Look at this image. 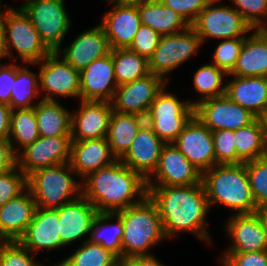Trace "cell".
I'll list each match as a JSON object with an SVG mask.
<instances>
[{
    "label": "cell",
    "mask_w": 267,
    "mask_h": 266,
    "mask_svg": "<svg viewBox=\"0 0 267 266\" xmlns=\"http://www.w3.org/2000/svg\"><path fill=\"white\" fill-rule=\"evenodd\" d=\"M157 206L167 239L190 232L211 244L206 216L210 209L203 183L191 186H147Z\"/></svg>",
    "instance_id": "1"
},
{
    "label": "cell",
    "mask_w": 267,
    "mask_h": 266,
    "mask_svg": "<svg viewBox=\"0 0 267 266\" xmlns=\"http://www.w3.org/2000/svg\"><path fill=\"white\" fill-rule=\"evenodd\" d=\"M82 195L97 212H117L148 195L146 180L119 159L81 180Z\"/></svg>",
    "instance_id": "2"
},
{
    "label": "cell",
    "mask_w": 267,
    "mask_h": 266,
    "mask_svg": "<svg viewBox=\"0 0 267 266\" xmlns=\"http://www.w3.org/2000/svg\"><path fill=\"white\" fill-rule=\"evenodd\" d=\"M209 207L220 204L236 215L258 211L245 164H217L202 173Z\"/></svg>",
    "instance_id": "3"
},
{
    "label": "cell",
    "mask_w": 267,
    "mask_h": 266,
    "mask_svg": "<svg viewBox=\"0 0 267 266\" xmlns=\"http://www.w3.org/2000/svg\"><path fill=\"white\" fill-rule=\"evenodd\" d=\"M116 213L122 219L124 230L122 260L152 255L150 248L167 239L157 206L148 195L139 203Z\"/></svg>",
    "instance_id": "4"
},
{
    "label": "cell",
    "mask_w": 267,
    "mask_h": 266,
    "mask_svg": "<svg viewBox=\"0 0 267 266\" xmlns=\"http://www.w3.org/2000/svg\"><path fill=\"white\" fill-rule=\"evenodd\" d=\"M70 163L55 165L34 171L27 177V188L31 191L36 207L57 209L82 195L81 180Z\"/></svg>",
    "instance_id": "5"
},
{
    "label": "cell",
    "mask_w": 267,
    "mask_h": 266,
    "mask_svg": "<svg viewBox=\"0 0 267 266\" xmlns=\"http://www.w3.org/2000/svg\"><path fill=\"white\" fill-rule=\"evenodd\" d=\"M4 31L6 48L9 59L13 58V48L20 60L27 64H36L44 59L51 51L41 40L39 33L29 17L20 8H7L1 18Z\"/></svg>",
    "instance_id": "6"
},
{
    "label": "cell",
    "mask_w": 267,
    "mask_h": 266,
    "mask_svg": "<svg viewBox=\"0 0 267 266\" xmlns=\"http://www.w3.org/2000/svg\"><path fill=\"white\" fill-rule=\"evenodd\" d=\"M165 87L152 102L146 122L159 138L170 144L195 116V107L190 101H182L176 95L167 92Z\"/></svg>",
    "instance_id": "7"
},
{
    "label": "cell",
    "mask_w": 267,
    "mask_h": 266,
    "mask_svg": "<svg viewBox=\"0 0 267 266\" xmlns=\"http://www.w3.org/2000/svg\"><path fill=\"white\" fill-rule=\"evenodd\" d=\"M20 8L29 17L43 43L51 52L62 46L71 20L64 0H24Z\"/></svg>",
    "instance_id": "8"
},
{
    "label": "cell",
    "mask_w": 267,
    "mask_h": 266,
    "mask_svg": "<svg viewBox=\"0 0 267 266\" xmlns=\"http://www.w3.org/2000/svg\"><path fill=\"white\" fill-rule=\"evenodd\" d=\"M221 1L211 0L191 24L202 45L210 38L224 40L246 37L253 30L235 8L221 5Z\"/></svg>",
    "instance_id": "9"
},
{
    "label": "cell",
    "mask_w": 267,
    "mask_h": 266,
    "mask_svg": "<svg viewBox=\"0 0 267 266\" xmlns=\"http://www.w3.org/2000/svg\"><path fill=\"white\" fill-rule=\"evenodd\" d=\"M200 46H203L201 39L191 26L180 33L162 36L148 59L150 73L169 82L168 74L198 53Z\"/></svg>",
    "instance_id": "10"
},
{
    "label": "cell",
    "mask_w": 267,
    "mask_h": 266,
    "mask_svg": "<svg viewBox=\"0 0 267 266\" xmlns=\"http://www.w3.org/2000/svg\"><path fill=\"white\" fill-rule=\"evenodd\" d=\"M60 57L58 53L51 52L40 62L30 64L39 65V91L42 100L57 101L54 98L56 96L80 98V71Z\"/></svg>",
    "instance_id": "11"
},
{
    "label": "cell",
    "mask_w": 267,
    "mask_h": 266,
    "mask_svg": "<svg viewBox=\"0 0 267 266\" xmlns=\"http://www.w3.org/2000/svg\"><path fill=\"white\" fill-rule=\"evenodd\" d=\"M71 135L40 136L17 153V166L28 177L38 169L69 163Z\"/></svg>",
    "instance_id": "12"
},
{
    "label": "cell",
    "mask_w": 267,
    "mask_h": 266,
    "mask_svg": "<svg viewBox=\"0 0 267 266\" xmlns=\"http://www.w3.org/2000/svg\"><path fill=\"white\" fill-rule=\"evenodd\" d=\"M155 180V181H154ZM202 183V173L173 144H165L147 186H191Z\"/></svg>",
    "instance_id": "13"
},
{
    "label": "cell",
    "mask_w": 267,
    "mask_h": 266,
    "mask_svg": "<svg viewBox=\"0 0 267 266\" xmlns=\"http://www.w3.org/2000/svg\"><path fill=\"white\" fill-rule=\"evenodd\" d=\"M195 116L211 131H235L254 122L257 117L233 102L226 94L204 100L195 106Z\"/></svg>",
    "instance_id": "14"
},
{
    "label": "cell",
    "mask_w": 267,
    "mask_h": 266,
    "mask_svg": "<svg viewBox=\"0 0 267 266\" xmlns=\"http://www.w3.org/2000/svg\"><path fill=\"white\" fill-rule=\"evenodd\" d=\"M167 83L160 76L150 73L119 85L111 102L113 110L146 117L152 102Z\"/></svg>",
    "instance_id": "15"
},
{
    "label": "cell",
    "mask_w": 267,
    "mask_h": 266,
    "mask_svg": "<svg viewBox=\"0 0 267 266\" xmlns=\"http://www.w3.org/2000/svg\"><path fill=\"white\" fill-rule=\"evenodd\" d=\"M173 144L201 173L216 165L212 131L196 116L185 126Z\"/></svg>",
    "instance_id": "16"
},
{
    "label": "cell",
    "mask_w": 267,
    "mask_h": 266,
    "mask_svg": "<svg viewBox=\"0 0 267 266\" xmlns=\"http://www.w3.org/2000/svg\"><path fill=\"white\" fill-rule=\"evenodd\" d=\"M227 220L225 228L231 245L224 253L267 251V230L257 212L233 214Z\"/></svg>",
    "instance_id": "17"
},
{
    "label": "cell",
    "mask_w": 267,
    "mask_h": 266,
    "mask_svg": "<svg viewBox=\"0 0 267 266\" xmlns=\"http://www.w3.org/2000/svg\"><path fill=\"white\" fill-rule=\"evenodd\" d=\"M117 87L112 50L80 71L79 100L111 103Z\"/></svg>",
    "instance_id": "18"
},
{
    "label": "cell",
    "mask_w": 267,
    "mask_h": 266,
    "mask_svg": "<svg viewBox=\"0 0 267 266\" xmlns=\"http://www.w3.org/2000/svg\"><path fill=\"white\" fill-rule=\"evenodd\" d=\"M57 209L36 207L33 219L18 242L30 252L51 251L64 248L60 239V223Z\"/></svg>",
    "instance_id": "19"
},
{
    "label": "cell",
    "mask_w": 267,
    "mask_h": 266,
    "mask_svg": "<svg viewBox=\"0 0 267 266\" xmlns=\"http://www.w3.org/2000/svg\"><path fill=\"white\" fill-rule=\"evenodd\" d=\"M165 144L145 122L128 151L119 160L147 180L156 169Z\"/></svg>",
    "instance_id": "20"
},
{
    "label": "cell",
    "mask_w": 267,
    "mask_h": 266,
    "mask_svg": "<svg viewBox=\"0 0 267 266\" xmlns=\"http://www.w3.org/2000/svg\"><path fill=\"white\" fill-rule=\"evenodd\" d=\"M110 52L109 41L101 24L81 32L69 46L61 47L56 51L60 56L63 55L62 58L78 71Z\"/></svg>",
    "instance_id": "21"
},
{
    "label": "cell",
    "mask_w": 267,
    "mask_h": 266,
    "mask_svg": "<svg viewBox=\"0 0 267 266\" xmlns=\"http://www.w3.org/2000/svg\"><path fill=\"white\" fill-rule=\"evenodd\" d=\"M112 111L110 102L81 100L78 111L72 112L71 140L106 138Z\"/></svg>",
    "instance_id": "22"
},
{
    "label": "cell",
    "mask_w": 267,
    "mask_h": 266,
    "mask_svg": "<svg viewBox=\"0 0 267 266\" xmlns=\"http://www.w3.org/2000/svg\"><path fill=\"white\" fill-rule=\"evenodd\" d=\"M98 214L96 208L83 196L58 208L60 239L64 246L89 236L91 224Z\"/></svg>",
    "instance_id": "23"
},
{
    "label": "cell",
    "mask_w": 267,
    "mask_h": 266,
    "mask_svg": "<svg viewBox=\"0 0 267 266\" xmlns=\"http://www.w3.org/2000/svg\"><path fill=\"white\" fill-rule=\"evenodd\" d=\"M107 138L71 141L70 166L82 180L116 161Z\"/></svg>",
    "instance_id": "24"
},
{
    "label": "cell",
    "mask_w": 267,
    "mask_h": 266,
    "mask_svg": "<svg viewBox=\"0 0 267 266\" xmlns=\"http://www.w3.org/2000/svg\"><path fill=\"white\" fill-rule=\"evenodd\" d=\"M106 13L100 23L108 38L111 50L128 48L141 24L137 7L123 6L116 3Z\"/></svg>",
    "instance_id": "25"
},
{
    "label": "cell",
    "mask_w": 267,
    "mask_h": 266,
    "mask_svg": "<svg viewBox=\"0 0 267 266\" xmlns=\"http://www.w3.org/2000/svg\"><path fill=\"white\" fill-rule=\"evenodd\" d=\"M231 76L225 88V94L235 103L249 110L257 118L267 111V77Z\"/></svg>",
    "instance_id": "26"
},
{
    "label": "cell",
    "mask_w": 267,
    "mask_h": 266,
    "mask_svg": "<svg viewBox=\"0 0 267 266\" xmlns=\"http://www.w3.org/2000/svg\"><path fill=\"white\" fill-rule=\"evenodd\" d=\"M35 209L36 202L28 188L0 206V235L7 241H18L31 223Z\"/></svg>",
    "instance_id": "27"
},
{
    "label": "cell",
    "mask_w": 267,
    "mask_h": 266,
    "mask_svg": "<svg viewBox=\"0 0 267 266\" xmlns=\"http://www.w3.org/2000/svg\"><path fill=\"white\" fill-rule=\"evenodd\" d=\"M228 75L267 77V34L262 29H253L245 37L236 66Z\"/></svg>",
    "instance_id": "28"
},
{
    "label": "cell",
    "mask_w": 267,
    "mask_h": 266,
    "mask_svg": "<svg viewBox=\"0 0 267 266\" xmlns=\"http://www.w3.org/2000/svg\"><path fill=\"white\" fill-rule=\"evenodd\" d=\"M141 24L151 27L161 36L187 30L191 25L179 13L163 5L160 0H151L137 6Z\"/></svg>",
    "instance_id": "29"
},
{
    "label": "cell",
    "mask_w": 267,
    "mask_h": 266,
    "mask_svg": "<svg viewBox=\"0 0 267 266\" xmlns=\"http://www.w3.org/2000/svg\"><path fill=\"white\" fill-rule=\"evenodd\" d=\"M145 122L146 117L112 111L106 138L111 153L117 159L128 151L137 132Z\"/></svg>",
    "instance_id": "30"
},
{
    "label": "cell",
    "mask_w": 267,
    "mask_h": 266,
    "mask_svg": "<svg viewBox=\"0 0 267 266\" xmlns=\"http://www.w3.org/2000/svg\"><path fill=\"white\" fill-rule=\"evenodd\" d=\"M34 110L40 136L71 135L72 112L58 101L41 99Z\"/></svg>",
    "instance_id": "31"
},
{
    "label": "cell",
    "mask_w": 267,
    "mask_h": 266,
    "mask_svg": "<svg viewBox=\"0 0 267 266\" xmlns=\"http://www.w3.org/2000/svg\"><path fill=\"white\" fill-rule=\"evenodd\" d=\"M123 232L122 219L116 212H100L91 224L87 240L93 244H100L122 260Z\"/></svg>",
    "instance_id": "32"
},
{
    "label": "cell",
    "mask_w": 267,
    "mask_h": 266,
    "mask_svg": "<svg viewBox=\"0 0 267 266\" xmlns=\"http://www.w3.org/2000/svg\"><path fill=\"white\" fill-rule=\"evenodd\" d=\"M112 58L118 86L150 74L148 59L128 48L113 49Z\"/></svg>",
    "instance_id": "33"
},
{
    "label": "cell",
    "mask_w": 267,
    "mask_h": 266,
    "mask_svg": "<svg viewBox=\"0 0 267 266\" xmlns=\"http://www.w3.org/2000/svg\"><path fill=\"white\" fill-rule=\"evenodd\" d=\"M23 64V65H22ZM17 64V73L11 89L10 107L15 109L33 108L35 97H39V74L34 73L25 66V63Z\"/></svg>",
    "instance_id": "34"
},
{
    "label": "cell",
    "mask_w": 267,
    "mask_h": 266,
    "mask_svg": "<svg viewBox=\"0 0 267 266\" xmlns=\"http://www.w3.org/2000/svg\"><path fill=\"white\" fill-rule=\"evenodd\" d=\"M39 137L34 107L12 110L9 140L14 152L17 154Z\"/></svg>",
    "instance_id": "35"
},
{
    "label": "cell",
    "mask_w": 267,
    "mask_h": 266,
    "mask_svg": "<svg viewBox=\"0 0 267 266\" xmlns=\"http://www.w3.org/2000/svg\"><path fill=\"white\" fill-rule=\"evenodd\" d=\"M266 132L262 118L234 131L236 153L243 162L260 158Z\"/></svg>",
    "instance_id": "36"
},
{
    "label": "cell",
    "mask_w": 267,
    "mask_h": 266,
    "mask_svg": "<svg viewBox=\"0 0 267 266\" xmlns=\"http://www.w3.org/2000/svg\"><path fill=\"white\" fill-rule=\"evenodd\" d=\"M120 259L100 244L83 240L82 245L62 262L54 263L57 266H115Z\"/></svg>",
    "instance_id": "37"
},
{
    "label": "cell",
    "mask_w": 267,
    "mask_h": 266,
    "mask_svg": "<svg viewBox=\"0 0 267 266\" xmlns=\"http://www.w3.org/2000/svg\"><path fill=\"white\" fill-rule=\"evenodd\" d=\"M225 76L227 74L213 63L204 64L198 68L194 73L193 85L196 92L200 93L201 99L191 101L190 104L195 107L204 100L224 95L226 85L223 84V79Z\"/></svg>",
    "instance_id": "38"
},
{
    "label": "cell",
    "mask_w": 267,
    "mask_h": 266,
    "mask_svg": "<svg viewBox=\"0 0 267 266\" xmlns=\"http://www.w3.org/2000/svg\"><path fill=\"white\" fill-rule=\"evenodd\" d=\"M257 208L267 205V163L261 159L244 162Z\"/></svg>",
    "instance_id": "39"
},
{
    "label": "cell",
    "mask_w": 267,
    "mask_h": 266,
    "mask_svg": "<svg viewBox=\"0 0 267 266\" xmlns=\"http://www.w3.org/2000/svg\"><path fill=\"white\" fill-rule=\"evenodd\" d=\"M244 40L245 37L221 40L213 53L212 63L226 74H230L236 66Z\"/></svg>",
    "instance_id": "40"
},
{
    "label": "cell",
    "mask_w": 267,
    "mask_h": 266,
    "mask_svg": "<svg viewBox=\"0 0 267 266\" xmlns=\"http://www.w3.org/2000/svg\"><path fill=\"white\" fill-rule=\"evenodd\" d=\"M212 136L216 165L244 163L236 153L234 131L229 129L212 131Z\"/></svg>",
    "instance_id": "41"
},
{
    "label": "cell",
    "mask_w": 267,
    "mask_h": 266,
    "mask_svg": "<svg viewBox=\"0 0 267 266\" xmlns=\"http://www.w3.org/2000/svg\"><path fill=\"white\" fill-rule=\"evenodd\" d=\"M27 189V176L18 168L0 174V206L18 197Z\"/></svg>",
    "instance_id": "42"
},
{
    "label": "cell",
    "mask_w": 267,
    "mask_h": 266,
    "mask_svg": "<svg viewBox=\"0 0 267 266\" xmlns=\"http://www.w3.org/2000/svg\"><path fill=\"white\" fill-rule=\"evenodd\" d=\"M230 1L252 29H261L267 23V0Z\"/></svg>",
    "instance_id": "43"
},
{
    "label": "cell",
    "mask_w": 267,
    "mask_h": 266,
    "mask_svg": "<svg viewBox=\"0 0 267 266\" xmlns=\"http://www.w3.org/2000/svg\"><path fill=\"white\" fill-rule=\"evenodd\" d=\"M35 256L18 241H7L0 251V266H44L35 261Z\"/></svg>",
    "instance_id": "44"
},
{
    "label": "cell",
    "mask_w": 267,
    "mask_h": 266,
    "mask_svg": "<svg viewBox=\"0 0 267 266\" xmlns=\"http://www.w3.org/2000/svg\"><path fill=\"white\" fill-rule=\"evenodd\" d=\"M161 35L154 31L151 27L141 25L134 35L133 41L128 47L131 51L138 55L149 59L157 48Z\"/></svg>",
    "instance_id": "45"
},
{
    "label": "cell",
    "mask_w": 267,
    "mask_h": 266,
    "mask_svg": "<svg viewBox=\"0 0 267 266\" xmlns=\"http://www.w3.org/2000/svg\"><path fill=\"white\" fill-rule=\"evenodd\" d=\"M211 0H160L173 11L183 16L191 25Z\"/></svg>",
    "instance_id": "46"
},
{
    "label": "cell",
    "mask_w": 267,
    "mask_h": 266,
    "mask_svg": "<svg viewBox=\"0 0 267 266\" xmlns=\"http://www.w3.org/2000/svg\"><path fill=\"white\" fill-rule=\"evenodd\" d=\"M221 266H267V251L249 253H224Z\"/></svg>",
    "instance_id": "47"
},
{
    "label": "cell",
    "mask_w": 267,
    "mask_h": 266,
    "mask_svg": "<svg viewBox=\"0 0 267 266\" xmlns=\"http://www.w3.org/2000/svg\"><path fill=\"white\" fill-rule=\"evenodd\" d=\"M16 73V62L10 61L8 64H0V103L10 105L11 89Z\"/></svg>",
    "instance_id": "48"
},
{
    "label": "cell",
    "mask_w": 267,
    "mask_h": 266,
    "mask_svg": "<svg viewBox=\"0 0 267 266\" xmlns=\"http://www.w3.org/2000/svg\"><path fill=\"white\" fill-rule=\"evenodd\" d=\"M17 166V154L9 139H0V174Z\"/></svg>",
    "instance_id": "49"
},
{
    "label": "cell",
    "mask_w": 267,
    "mask_h": 266,
    "mask_svg": "<svg viewBox=\"0 0 267 266\" xmlns=\"http://www.w3.org/2000/svg\"><path fill=\"white\" fill-rule=\"evenodd\" d=\"M123 266H166L155 255L133 256L121 260Z\"/></svg>",
    "instance_id": "50"
},
{
    "label": "cell",
    "mask_w": 267,
    "mask_h": 266,
    "mask_svg": "<svg viewBox=\"0 0 267 266\" xmlns=\"http://www.w3.org/2000/svg\"><path fill=\"white\" fill-rule=\"evenodd\" d=\"M12 108L0 103V139H9Z\"/></svg>",
    "instance_id": "51"
},
{
    "label": "cell",
    "mask_w": 267,
    "mask_h": 266,
    "mask_svg": "<svg viewBox=\"0 0 267 266\" xmlns=\"http://www.w3.org/2000/svg\"><path fill=\"white\" fill-rule=\"evenodd\" d=\"M9 58L7 48H6V40H5V31L0 18V63L2 58Z\"/></svg>",
    "instance_id": "52"
},
{
    "label": "cell",
    "mask_w": 267,
    "mask_h": 266,
    "mask_svg": "<svg viewBox=\"0 0 267 266\" xmlns=\"http://www.w3.org/2000/svg\"><path fill=\"white\" fill-rule=\"evenodd\" d=\"M148 1H151V0H114L111 3H116L119 5H123V6H135V7H137V6H140L141 4L148 2Z\"/></svg>",
    "instance_id": "53"
},
{
    "label": "cell",
    "mask_w": 267,
    "mask_h": 266,
    "mask_svg": "<svg viewBox=\"0 0 267 266\" xmlns=\"http://www.w3.org/2000/svg\"><path fill=\"white\" fill-rule=\"evenodd\" d=\"M263 162L267 163V132L264 137L263 147L260 158Z\"/></svg>",
    "instance_id": "54"
},
{
    "label": "cell",
    "mask_w": 267,
    "mask_h": 266,
    "mask_svg": "<svg viewBox=\"0 0 267 266\" xmlns=\"http://www.w3.org/2000/svg\"><path fill=\"white\" fill-rule=\"evenodd\" d=\"M257 213L261 216L264 222L265 228L267 230V205L262 208H259Z\"/></svg>",
    "instance_id": "55"
},
{
    "label": "cell",
    "mask_w": 267,
    "mask_h": 266,
    "mask_svg": "<svg viewBox=\"0 0 267 266\" xmlns=\"http://www.w3.org/2000/svg\"><path fill=\"white\" fill-rule=\"evenodd\" d=\"M7 240L0 235V251L1 248L6 244Z\"/></svg>",
    "instance_id": "56"
},
{
    "label": "cell",
    "mask_w": 267,
    "mask_h": 266,
    "mask_svg": "<svg viewBox=\"0 0 267 266\" xmlns=\"http://www.w3.org/2000/svg\"><path fill=\"white\" fill-rule=\"evenodd\" d=\"M1 7H2V0H0V18H2L5 15V12L7 10V9H3L4 11H2Z\"/></svg>",
    "instance_id": "57"
},
{
    "label": "cell",
    "mask_w": 267,
    "mask_h": 266,
    "mask_svg": "<svg viewBox=\"0 0 267 266\" xmlns=\"http://www.w3.org/2000/svg\"><path fill=\"white\" fill-rule=\"evenodd\" d=\"M262 120H263V123L266 127V130H267V111H266L265 115L262 117Z\"/></svg>",
    "instance_id": "58"
},
{
    "label": "cell",
    "mask_w": 267,
    "mask_h": 266,
    "mask_svg": "<svg viewBox=\"0 0 267 266\" xmlns=\"http://www.w3.org/2000/svg\"><path fill=\"white\" fill-rule=\"evenodd\" d=\"M261 29L267 34V23Z\"/></svg>",
    "instance_id": "59"
},
{
    "label": "cell",
    "mask_w": 267,
    "mask_h": 266,
    "mask_svg": "<svg viewBox=\"0 0 267 266\" xmlns=\"http://www.w3.org/2000/svg\"><path fill=\"white\" fill-rule=\"evenodd\" d=\"M115 266H123V263L120 260Z\"/></svg>",
    "instance_id": "60"
},
{
    "label": "cell",
    "mask_w": 267,
    "mask_h": 266,
    "mask_svg": "<svg viewBox=\"0 0 267 266\" xmlns=\"http://www.w3.org/2000/svg\"><path fill=\"white\" fill-rule=\"evenodd\" d=\"M104 1V0H103ZM107 3L113 2L114 0H105Z\"/></svg>",
    "instance_id": "61"
}]
</instances>
